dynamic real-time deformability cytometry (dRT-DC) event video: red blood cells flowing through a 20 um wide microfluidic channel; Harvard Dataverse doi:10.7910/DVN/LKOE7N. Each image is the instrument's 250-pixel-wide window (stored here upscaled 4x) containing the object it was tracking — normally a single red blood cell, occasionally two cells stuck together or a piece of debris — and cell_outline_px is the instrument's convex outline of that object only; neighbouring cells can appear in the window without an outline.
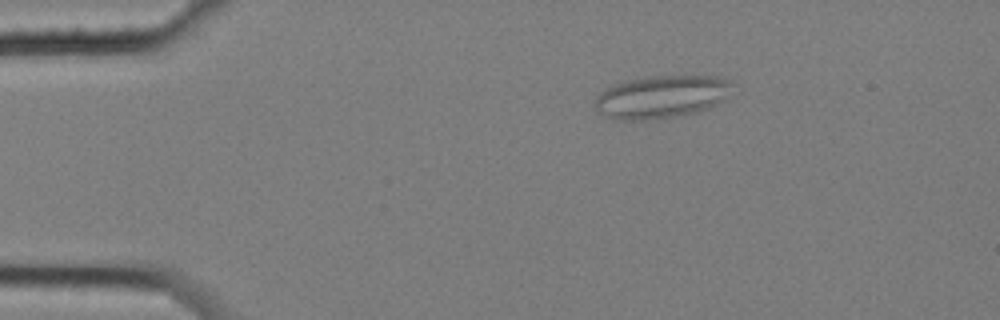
{"species": "common noctule bat (a hibernating species)", "species_latin": "Nyctalus noctula", "temperature_condition": "cold", "stored_images_in_passage": 4, "camera_frame_rate_fps": 3000, "um_per_image_px": 0.085, "animal": {"sex": "female", "body_mass_g": 25.1}, "frame": {"image": 1, "passage_image": 2, "time_ms": 0.333, "image_size_px": [1000, 320], "cell_outline_px": [[736, 84], [728, 100], [708, 108], [696, 112], [672, 116], [640, 120], [616, 120], [604, 116], [596, 112], [592, 104], [596, 96], [600, 92], [612, 84], [644, 76], [716, 76], [728, 80]], "centroid_in_image_um": [56.23, 8.22], "position_along_channel_um": 28.8, "area_um2": 34.91}}